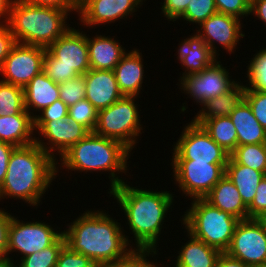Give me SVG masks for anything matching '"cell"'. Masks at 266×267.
<instances>
[{"instance_id": "1", "label": "cell", "mask_w": 266, "mask_h": 267, "mask_svg": "<svg viewBox=\"0 0 266 267\" xmlns=\"http://www.w3.org/2000/svg\"><path fill=\"white\" fill-rule=\"evenodd\" d=\"M130 184L126 180L107 193V195L110 194L108 197L112 196V199L114 198L116 204L119 205L117 207H120L121 213H124H122L124 215L122 218L126 220V225L124 224L125 227L122 228L129 231L123 230L127 242L133 248H152L161 251L159 241L163 240L165 233L167 234L162 230L164 228L167 230L164 222L170 219V213L174 210L173 206L175 202L177 203L174 197L177 198V196L173 194L175 192L167 191V186L159 191L158 188L151 190ZM129 233L133 236L130 237Z\"/></svg>"}, {"instance_id": "2", "label": "cell", "mask_w": 266, "mask_h": 267, "mask_svg": "<svg viewBox=\"0 0 266 267\" xmlns=\"http://www.w3.org/2000/svg\"><path fill=\"white\" fill-rule=\"evenodd\" d=\"M109 212L103 208L86 209L64 224L65 245L89 257L97 266L119 259L133 248L127 242L123 225Z\"/></svg>"}, {"instance_id": "3", "label": "cell", "mask_w": 266, "mask_h": 267, "mask_svg": "<svg viewBox=\"0 0 266 267\" xmlns=\"http://www.w3.org/2000/svg\"><path fill=\"white\" fill-rule=\"evenodd\" d=\"M55 179H60L57 178L56 161L35 142L15 147L9 159L5 180L0 187V202L16 199L19 203L24 202L26 206L37 209L49 193L48 189H52L50 187L58 182Z\"/></svg>"}, {"instance_id": "4", "label": "cell", "mask_w": 266, "mask_h": 267, "mask_svg": "<svg viewBox=\"0 0 266 267\" xmlns=\"http://www.w3.org/2000/svg\"><path fill=\"white\" fill-rule=\"evenodd\" d=\"M133 153H135L134 150L131 152L117 140L90 132L58 159L56 162L57 177L60 175L58 173H62L60 170L64 169L65 172L68 171L69 173L70 171V176H72L73 171L74 174L76 172L82 174L83 172V176L95 172L98 175L99 173L109 174L106 175L110 180L108 184L110 186L106 190V193H108L125 182L126 177L122 178L123 174L128 178L131 177L129 164L131 163L130 159H133L131 158V156H134Z\"/></svg>"}, {"instance_id": "5", "label": "cell", "mask_w": 266, "mask_h": 267, "mask_svg": "<svg viewBox=\"0 0 266 267\" xmlns=\"http://www.w3.org/2000/svg\"><path fill=\"white\" fill-rule=\"evenodd\" d=\"M70 14L76 15L78 11H65L14 0L6 25L16 42L47 49L70 28Z\"/></svg>"}, {"instance_id": "6", "label": "cell", "mask_w": 266, "mask_h": 267, "mask_svg": "<svg viewBox=\"0 0 266 267\" xmlns=\"http://www.w3.org/2000/svg\"><path fill=\"white\" fill-rule=\"evenodd\" d=\"M179 218L182 229L193 237L202 240L221 252H225L231 243L236 225L240 221L219 208L212 206L204 198L190 200Z\"/></svg>"}, {"instance_id": "7", "label": "cell", "mask_w": 266, "mask_h": 267, "mask_svg": "<svg viewBox=\"0 0 266 267\" xmlns=\"http://www.w3.org/2000/svg\"><path fill=\"white\" fill-rule=\"evenodd\" d=\"M71 27L46 50L43 72L55 83H63L90 68L87 32Z\"/></svg>"}, {"instance_id": "8", "label": "cell", "mask_w": 266, "mask_h": 267, "mask_svg": "<svg viewBox=\"0 0 266 267\" xmlns=\"http://www.w3.org/2000/svg\"><path fill=\"white\" fill-rule=\"evenodd\" d=\"M139 98L123 96L109 107L98 110L94 133L121 142L131 152L136 150L138 139L145 132L143 128H146L141 122L143 112L139 109V106L142 108Z\"/></svg>"}, {"instance_id": "9", "label": "cell", "mask_w": 266, "mask_h": 267, "mask_svg": "<svg viewBox=\"0 0 266 267\" xmlns=\"http://www.w3.org/2000/svg\"><path fill=\"white\" fill-rule=\"evenodd\" d=\"M180 137L173 142L170 161H201L227 164L230 154L221 148L193 119L183 124ZM173 151V152H172Z\"/></svg>"}, {"instance_id": "10", "label": "cell", "mask_w": 266, "mask_h": 267, "mask_svg": "<svg viewBox=\"0 0 266 267\" xmlns=\"http://www.w3.org/2000/svg\"><path fill=\"white\" fill-rule=\"evenodd\" d=\"M20 217L12 214L11 223L8 231V249L7 256L11 257L13 252L19 259L30 254L39 252L42 249L52 245L62 234L64 227L53 226L34 218L32 221H23ZM20 255V256H19Z\"/></svg>"}, {"instance_id": "11", "label": "cell", "mask_w": 266, "mask_h": 267, "mask_svg": "<svg viewBox=\"0 0 266 267\" xmlns=\"http://www.w3.org/2000/svg\"><path fill=\"white\" fill-rule=\"evenodd\" d=\"M226 165L201 161H171V181L175 188H179L178 192L182 197L185 196L188 200L205 198L225 175Z\"/></svg>"}, {"instance_id": "12", "label": "cell", "mask_w": 266, "mask_h": 267, "mask_svg": "<svg viewBox=\"0 0 266 267\" xmlns=\"http://www.w3.org/2000/svg\"><path fill=\"white\" fill-rule=\"evenodd\" d=\"M223 65L219 58L203 71L180 78L176 84L181 91L179 93L184 94L183 98L191 99L201 108L209 99L229 92L241 80L240 78L237 80L236 77L233 79V75L229 72L230 68Z\"/></svg>"}, {"instance_id": "13", "label": "cell", "mask_w": 266, "mask_h": 267, "mask_svg": "<svg viewBox=\"0 0 266 267\" xmlns=\"http://www.w3.org/2000/svg\"><path fill=\"white\" fill-rule=\"evenodd\" d=\"M34 130L35 143L56 162L75 143L90 133L84 126L68 117L48 122H34Z\"/></svg>"}, {"instance_id": "14", "label": "cell", "mask_w": 266, "mask_h": 267, "mask_svg": "<svg viewBox=\"0 0 266 267\" xmlns=\"http://www.w3.org/2000/svg\"><path fill=\"white\" fill-rule=\"evenodd\" d=\"M145 1L147 0H79V11L76 15L79 17L77 19L79 23L77 24L83 29H97L103 24L102 27H105L118 21L120 23L123 20H130V16L136 17L135 12L143 7Z\"/></svg>"}, {"instance_id": "15", "label": "cell", "mask_w": 266, "mask_h": 267, "mask_svg": "<svg viewBox=\"0 0 266 267\" xmlns=\"http://www.w3.org/2000/svg\"><path fill=\"white\" fill-rule=\"evenodd\" d=\"M244 26L246 25L241 19L216 12L193 31L205 41L218 58H220V47L231 57V54L236 53V49L239 48L238 45L245 37L244 29H242L245 28Z\"/></svg>"}, {"instance_id": "16", "label": "cell", "mask_w": 266, "mask_h": 267, "mask_svg": "<svg viewBox=\"0 0 266 267\" xmlns=\"http://www.w3.org/2000/svg\"><path fill=\"white\" fill-rule=\"evenodd\" d=\"M45 50L17 42L0 67V80L24 88L43 71Z\"/></svg>"}, {"instance_id": "17", "label": "cell", "mask_w": 266, "mask_h": 267, "mask_svg": "<svg viewBox=\"0 0 266 267\" xmlns=\"http://www.w3.org/2000/svg\"><path fill=\"white\" fill-rule=\"evenodd\" d=\"M225 253L248 266L266 263V232L255 218L238 222Z\"/></svg>"}, {"instance_id": "18", "label": "cell", "mask_w": 266, "mask_h": 267, "mask_svg": "<svg viewBox=\"0 0 266 267\" xmlns=\"http://www.w3.org/2000/svg\"><path fill=\"white\" fill-rule=\"evenodd\" d=\"M192 34L185 39L182 37L177 44L178 47L176 46L177 51L174 56H177V63L184 69L179 73L178 80L186 75L203 71L219 59L195 31Z\"/></svg>"}, {"instance_id": "19", "label": "cell", "mask_w": 266, "mask_h": 267, "mask_svg": "<svg viewBox=\"0 0 266 267\" xmlns=\"http://www.w3.org/2000/svg\"><path fill=\"white\" fill-rule=\"evenodd\" d=\"M144 56L137 47L128 50L114 68L118 88L123 96L141 97L144 92L145 78ZM144 63V64H143ZM143 91V92H142Z\"/></svg>"}, {"instance_id": "20", "label": "cell", "mask_w": 266, "mask_h": 267, "mask_svg": "<svg viewBox=\"0 0 266 267\" xmlns=\"http://www.w3.org/2000/svg\"><path fill=\"white\" fill-rule=\"evenodd\" d=\"M84 77L85 98L97 110L107 108L123 97L113 70L89 69Z\"/></svg>"}, {"instance_id": "21", "label": "cell", "mask_w": 266, "mask_h": 267, "mask_svg": "<svg viewBox=\"0 0 266 267\" xmlns=\"http://www.w3.org/2000/svg\"><path fill=\"white\" fill-rule=\"evenodd\" d=\"M107 33H97L92 36L87 34L89 51V65L91 69L114 70L123 55L128 51L118 40V36H110ZM102 34V35H101Z\"/></svg>"}, {"instance_id": "22", "label": "cell", "mask_w": 266, "mask_h": 267, "mask_svg": "<svg viewBox=\"0 0 266 267\" xmlns=\"http://www.w3.org/2000/svg\"><path fill=\"white\" fill-rule=\"evenodd\" d=\"M183 233L188 239L185 243L180 242L182 245L176 256H171L175 257L176 260H170V256L166 258L169 263L172 261V267H216L218 257L222 252L193 237L186 230ZM171 265L168 262L166 265L164 263L165 267H171Z\"/></svg>"}, {"instance_id": "23", "label": "cell", "mask_w": 266, "mask_h": 267, "mask_svg": "<svg viewBox=\"0 0 266 267\" xmlns=\"http://www.w3.org/2000/svg\"><path fill=\"white\" fill-rule=\"evenodd\" d=\"M58 99V83L52 81L43 71L24 87V106L33 117Z\"/></svg>"}, {"instance_id": "24", "label": "cell", "mask_w": 266, "mask_h": 267, "mask_svg": "<svg viewBox=\"0 0 266 267\" xmlns=\"http://www.w3.org/2000/svg\"><path fill=\"white\" fill-rule=\"evenodd\" d=\"M212 206L239 220L248 219L247 206L236 186L224 175L204 198Z\"/></svg>"}, {"instance_id": "25", "label": "cell", "mask_w": 266, "mask_h": 267, "mask_svg": "<svg viewBox=\"0 0 266 267\" xmlns=\"http://www.w3.org/2000/svg\"><path fill=\"white\" fill-rule=\"evenodd\" d=\"M0 141L15 147L35 142L34 119L29 112L0 116Z\"/></svg>"}, {"instance_id": "26", "label": "cell", "mask_w": 266, "mask_h": 267, "mask_svg": "<svg viewBox=\"0 0 266 267\" xmlns=\"http://www.w3.org/2000/svg\"><path fill=\"white\" fill-rule=\"evenodd\" d=\"M229 117L237 131V146L266 144V130L256 120L245 100L235 108Z\"/></svg>"}, {"instance_id": "27", "label": "cell", "mask_w": 266, "mask_h": 267, "mask_svg": "<svg viewBox=\"0 0 266 267\" xmlns=\"http://www.w3.org/2000/svg\"><path fill=\"white\" fill-rule=\"evenodd\" d=\"M225 175L236 186L242 201L248 207L256 195L259 183L266 174L247 166L237 164L230 157L225 167Z\"/></svg>"}, {"instance_id": "28", "label": "cell", "mask_w": 266, "mask_h": 267, "mask_svg": "<svg viewBox=\"0 0 266 267\" xmlns=\"http://www.w3.org/2000/svg\"><path fill=\"white\" fill-rule=\"evenodd\" d=\"M245 98V82L240 81L229 92L209 99L192 119H212L229 116Z\"/></svg>"}, {"instance_id": "29", "label": "cell", "mask_w": 266, "mask_h": 267, "mask_svg": "<svg viewBox=\"0 0 266 267\" xmlns=\"http://www.w3.org/2000/svg\"><path fill=\"white\" fill-rule=\"evenodd\" d=\"M193 120L227 153L231 154L237 147V131L229 116Z\"/></svg>"}, {"instance_id": "30", "label": "cell", "mask_w": 266, "mask_h": 267, "mask_svg": "<svg viewBox=\"0 0 266 267\" xmlns=\"http://www.w3.org/2000/svg\"><path fill=\"white\" fill-rule=\"evenodd\" d=\"M256 49V53L253 54L252 58H249V61L246 66L247 70L245 72L244 80L245 87L252 91H261L266 92V45L265 47ZM250 62V63H249ZM245 77L247 80H245Z\"/></svg>"}, {"instance_id": "31", "label": "cell", "mask_w": 266, "mask_h": 267, "mask_svg": "<svg viewBox=\"0 0 266 267\" xmlns=\"http://www.w3.org/2000/svg\"><path fill=\"white\" fill-rule=\"evenodd\" d=\"M159 254L157 249L132 248L125 256L97 267H158L162 263L160 259L157 262Z\"/></svg>"}, {"instance_id": "32", "label": "cell", "mask_w": 266, "mask_h": 267, "mask_svg": "<svg viewBox=\"0 0 266 267\" xmlns=\"http://www.w3.org/2000/svg\"><path fill=\"white\" fill-rule=\"evenodd\" d=\"M237 163L266 174V144L237 146L230 154Z\"/></svg>"}, {"instance_id": "33", "label": "cell", "mask_w": 266, "mask_h": 267, "mask_svg": "<svg viewBox=\"0 0 266 267\" xmlns=\"http://www.w3.org/2000/svg\"><path fill=\"white\" fill-rule=\"evenodd\" d=\"M28 112L24 106V88L0 80V116Z\"/></svg>"}, {"instance_id": "34", "label": "cell", "mask_w": 266, "mask_h": 267, "mask_svg": "<svg viewBox=\"0 0 266 267\" xmlns=\"http://www.w3.org/2000/svg\"><path fill=\"white\" fill-rule=\"evenodd\" d=\"M65 245L63 234L50 246L26 257L17 259V267H54L57 263L59 252Z\"/></svg>"}, {"instance_id": "35", "label": "cell", "mask_w": 266, "mask_h": 267, "mask_svg": "<svg viewBox=\"0 0 266 267\" xmlns=\"http://www.w3.org/2000/svg\"><path fill=\"white\" fill-rule=\"evenodd\" d=\"M217 11L214 0H191L188 4L185 13L177 20L186 23L187 25H193L192 30L195 28L194 25L199 26L208 17L215 14Z\"/></svg>"}, {"instance_id": "36", "label": "cell", "mask_w": 266, "mask_h": 267, "mask_svg": "<svg viewBox=\"0 0 266 267\" xmlns=\"http://www.w3.org/2000/svg\"><path fill=\"white\" fill-rule=\"evenodd\" d=\"M68 118L94 132L98 120V110L86 98L69 106Z\"/></svg>"}, {"instance_id": "37", "label": "cell", "mask_w": 266, "mask_h": 267, "mask_svg": "<svg viewBox=\"0 0 266 267\" xmlns=\"http://www.w3.org/2000/svg\"><path fill=\"white\" fill-rule=\"evenodd\" d=\"M59 99L68 107L85 99V77L78 75L66 82L58 84Z\"/></svg>"}, {"instance_id": "38", "label": "cell", "mask_w": 266, "mask_h": 267, "mask_svg": "<svg viewBox=\"0 0 266 267\" xmlns=\"http://www.w3.org/2000/svg\"><path fill=\"white\" fill-rule=\"evenodd\" d=\"M54 267H97V265L84 254L72 251L64 245L59 252L57 263Z\"/></svg>"}, {"instance_id": "39", "label": "cell", "mask_w": 266, "mask_h": 267, "mask_svg": "<svg viewBox=\"0 0 266 267\" xmlns=\"http://www.w3.org/2000/svg\"><path fill=\"white\" fill-rule=\"evenodd\" d=\"M244 100L249 104L256 120L266 130V92L252 91L245 87Z\"/></svg>"}, {"instance_id": "40", "label": "cell", "mask_w": 266, "mask_h": 267, "mask_svg": "<svg viewBox=\"0 0 266 267\" xmlns=\"http://www.w3.org/2000/svg\"><path fill=\"white\" fill-rule=\"evenodd\" d=\"M217 11L236 17L238 19L248 20L250 15V3L247 0H214Z\"/></svg>"}, {"instance_id": "41", "label": "cell", "mask_w": 266, "mask_h": 267, "mask_svg": "<svg viewBox=\"0 0 266 267\" xmlns=\"http://www.w3.org/2000/svg\"><path fill=\"white\" fill-rule=\"evenodd\" d=\"M191 0H161L160 16L164 17V20L171 22H177V20L185 13V10ZM166 18V19H165Z\"/></svg>"}, {"instance_id": "42", "label": "cell", "mask_w": 266, "mask_h": 267, "mask_svg": "<svg viewBox=\"0 0 266 267\" xmlns=\"http://www.w3.org/2000/svg\"><path fill=\"white\" fill-rule=\"evenodd\" d=\"M69 107L61 100H56L53 104L45 107L34 117V122H48L68 117Z\"/></svg>"}, {"instance_id": "43", "label": "cell", "mask_w": 266, "mask_h": 267, "mask_svg": "<svg viewBox=\"0 0 266 267\" xmlns=\"http://www.w3.org/2000/svg\"><path fill=\"white\" fill-rule=\"evenodd\" d=\"M248 219L255 218L261 212L266 211V175L259 183L253 201L247 207Z\"/></svg>"}, {"instance_id": "44", "label": "cell", "mask_w": 266, "mask_h": 267, "mask_svg": "<svg viewBox=\"0 0 266 267\" xmlns=\"http://www.w3.org/2000/svg\"><path fill=\"white\" fill-rule=\"evenodd\" d=\"M0 207V257L7 256L8 231L12 213Z\"/></svg>"}, {"instance_id": "45", "label": "cell", "mask_w": 266, "mask_h": 267, "mask_svg": "<svg viewBox=\"0 0 266 267\" xmlns=\"http://www.w3.org/2000/svg\"><path fill=\"white\" fill-rule=\"evenodd\" d=\"M27 4L55 7L65 11H79V0H18Z\"/></svg>"}, {"instance_id": "46", "label": "cell", "mask_w": 266, "mask_h": 267, "mask_svg": "<svg viewBox=\"0 0 266 267\" xmlns=\"http://www.w3.org/2000/svg\"><path fill=\"white\" fill-rule=\"evenodd\" d=\"M16 43L8 26L0 25V67Z\"/></svg>"}, {"instance_id": "47", "label": "cell", "mask_w": 266, "mask_h": 267, "mask_svg": "<svg viewBox=\"0 0 266 267\" xmlns=\"http://www.w3.org/2000/svg\"><path fill=\"white\" fill-rule=\"evenodd\" d=\"M14 145L0 141V187L3 184Z\"/></svg>"}, {"instance_id": "48", "label": "cell", "mask_w": 266, "mask_h": 267, "mask_svg": "<svg viewBox=\"0 0 266 267\" xmlns=\"http://www.w3.org/2000/svg\"><path fill=\"white\" fill-rule=\"evenodd\" d=\"M250 18H255L254 21H261L266 27V0H253L250 5ZM257 18V19H256Z\"/></svg>"}, {"instance_id": "49", "label": "cell", "mask_w": 266, "mask_h": 267, "mask_svg": "<svg viewBox=\"0 0 266 267\" xmlns=\"http://www.w3.org/2000/svg\"><path fill=\"white\" fill-rule=\"evenodd\" d=\"M216 267H250L240 261L239 259L229 256L227 253L222 252L218 257Z\"/></svg>"}, {"instance_id": "50", "label": "cell", "mask_w": 266, "mask_h": 267, "mask_svg": "<svg viewBox=\"0 0 266 267\" xmlns=\"http://www.w3.org/2000/svg\"><path fill=\"white\" fill-rule=\"evenodd\" d=\"M13 1L14 0H0V25L7 24Z\"/></svg>"}, {"instance_id": "51", "label": "cell", "mask_w": 266, "mask_h": 267, "mask_svg": "<svg viewBox=\"0 0 266 267\" xmlns=\"http://www.w3.org/2000/svg\"><path fill=\"white\" fill-rule=\"evenodd\" d=\"M14 257L2 256L0 257V267H17V262Z\"/></svg>"}, {"instance_id": "52", "label": "cell", "mask_w": 266, "mask_h": 267, "mask_svg": "<svg viewBox=\"0 0 266 267\" xmlns=\"http://www.w3.org/2000/svg\"><path fill=\"white\" fill-rule=\"evenodd\" d=\"M255 220L261 225L262 229L266 232V211H263L258 216H256Z\"/></svg>"}, {"instance_id": "53", "label": "cell", "mask_w": 266, "mask_h": 267, "mask_svg": "<svg viewBox=\"0 0 266 267\" xmlns=\"http://www.w3.org/2000/svg\"><path fill=\"white\" fill-rule=\"evenodd\" d=\"M250 267H266V263L263 264H257V265H252Z\"/></svg>"}, {"instance_id": "54", "label": "cell", "mask_w": 266, "mask_h": 267, "mask_svg": "<svg viewBox=\"0 0 266 267\" xmlns=\"http://www.w3.org/2000/svg\"><path fill=\"white\" fill-rule=\"evenodd\" d=\"M163 262H166V261H163V258H162V264H160L158 267H165Z\"/></svg>"}]
</instances>
